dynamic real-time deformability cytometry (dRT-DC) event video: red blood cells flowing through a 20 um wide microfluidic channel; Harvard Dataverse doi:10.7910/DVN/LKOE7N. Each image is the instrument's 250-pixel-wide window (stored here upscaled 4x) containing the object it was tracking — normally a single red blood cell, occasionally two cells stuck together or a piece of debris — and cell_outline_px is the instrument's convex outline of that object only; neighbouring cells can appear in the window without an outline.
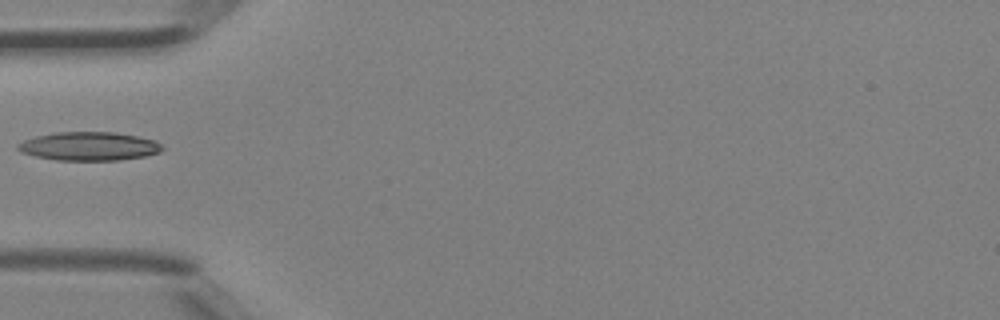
{"species": "Egyptian fruit bat (a non-hibernating species)", "species_latin": "Rousettus aegyptiacus", "temperature_condition": "room temperature", "stored_images_in_passage": 5, "camera_frame_rate_fps": 3000, "um_per_image_px": 0.085, "animal": {"sex": "female"}, "frame": {"image": 1, "passage_image": 5, "time_ms": 1.333, "image_size_px": [1000, 320], "cell_outline_px": [[164, 148], [160, 152], [144, 156], [120, 160], [56, 160], [36, 156], [20, 152], [16, 148], [16, 144], [24, 140], [36, 136], [56, 132], [116, 132], [156, 140]], "centroid_in_image_um": [7.56, 12.43], "position_along_channel_um": 77.4, "area_um2": 24.1}}